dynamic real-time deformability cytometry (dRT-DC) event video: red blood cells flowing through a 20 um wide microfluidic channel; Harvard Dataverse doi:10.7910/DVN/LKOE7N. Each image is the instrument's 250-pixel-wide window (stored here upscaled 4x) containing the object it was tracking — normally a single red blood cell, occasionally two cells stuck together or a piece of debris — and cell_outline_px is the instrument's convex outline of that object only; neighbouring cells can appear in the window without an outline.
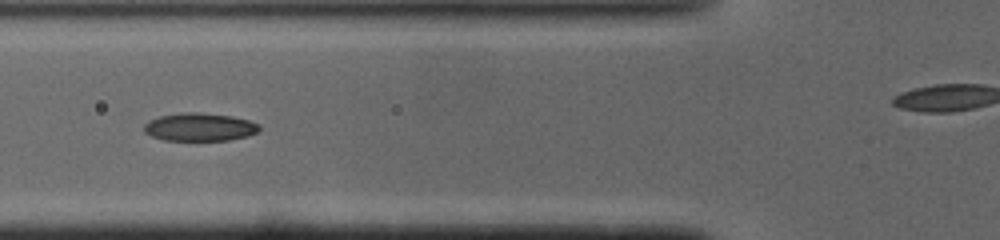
{"species": "common noctule bat (a hibernating species)", "species_latin": "Nyctalus noctula", "temperature_condition": "cold", "stored_images_in_passage": 30, "camera_frame_rate_fps": 3000, "um_per_image_px": 0.085, "animal": {"sex": "male", "body_mass_g": 19.0, "forearm_length_mm": 50.8}, "frame": {"image": 1, "passage_image": 5, "time_ms": 1.333, "image_size_px": [1000, 240], "cell_outline_px": [[260, 132], [248, 136], [228, 140], [164, 140], [152, 136], [144, 132], [144, 124], [148, 120], [160, 116], [184, 112], [196, 112], [232, 116], [248, 120], [260, 124]], "centroid_in_image_um": [16.99, 10.8], "position_along_channel_um": 108.8, "area_um2": 18.9}, "authors_computed_cell_mechanics": {"area_um2": 18.496, "velocity_mm_per_s": 4.109, "shape_relaxation_time_tau1_ms": 3.1589, "shape_relaxation_time_tau2_ms": 1.5979, "deformation_change_tau1": 0.1595, "deformation_change_tau2": 0.0669}}